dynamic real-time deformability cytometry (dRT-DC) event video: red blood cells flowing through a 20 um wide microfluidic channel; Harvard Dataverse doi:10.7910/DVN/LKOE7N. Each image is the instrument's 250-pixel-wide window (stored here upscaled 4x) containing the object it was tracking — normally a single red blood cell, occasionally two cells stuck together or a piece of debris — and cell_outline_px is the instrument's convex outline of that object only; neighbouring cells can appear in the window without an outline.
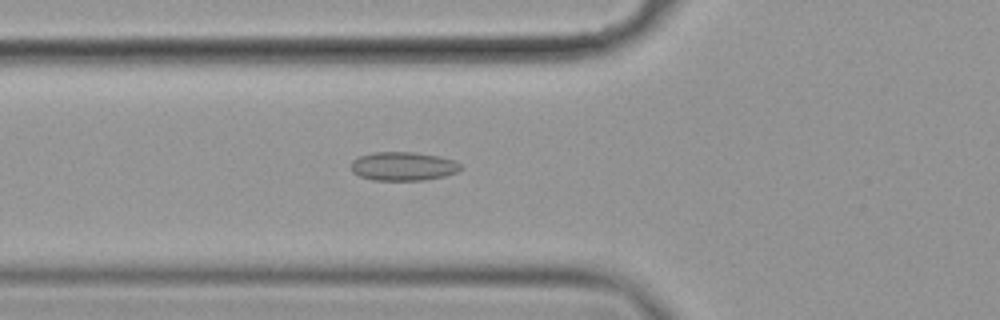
{"species": "common noctule bat (a hibernating species)", "species_latin": "Nyctalus noctula", "temperature_condition": "cold", "stored_images_in_passage": 45, "camera_frame_rate_fps": 3000, "um_per_image_px": 0.085, "animal": {"sex": "female", "body_mass_g": 19.9}, "frame": {"image": 1, "passage_image": 9, "time_ms": 2.667, "image_size_px": [1000, 320], "cell_outline_px": [[464, 168], [456, 172], [444, 176], [424, 180], [372, 180], [360, 176], [352, 172], [352, 160], [360, 156], [372, 152], [416, 152], [440, 156], [456, 160]], "centroid_in_image_um": [34.3, 14.12], "position_along_channel_um": 91.5, "area_um2": 18.5}}
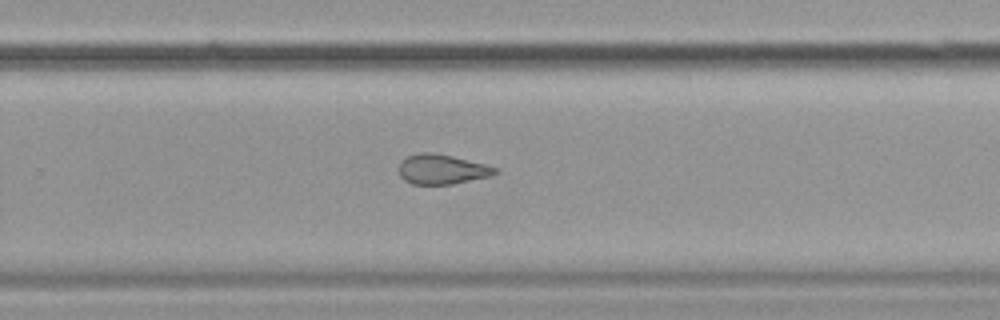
{"frame": {"image": 2, "passage_image": 26, "time_ms": 8.333, "image_size_px": [1000, 320], "cell_outline_px": [[500, 172], [488, 176], [452, 184], [412, 184], [404, 180], [400, 176], [400, 160], [408, 156], [420, 152], [432, 152], [452, 156], [484, 164], [496, 168]], "centroid_in_image_um": [37.53, 14.38], "position_along_channel_um": 292.3, "area_um2": 16.53}}
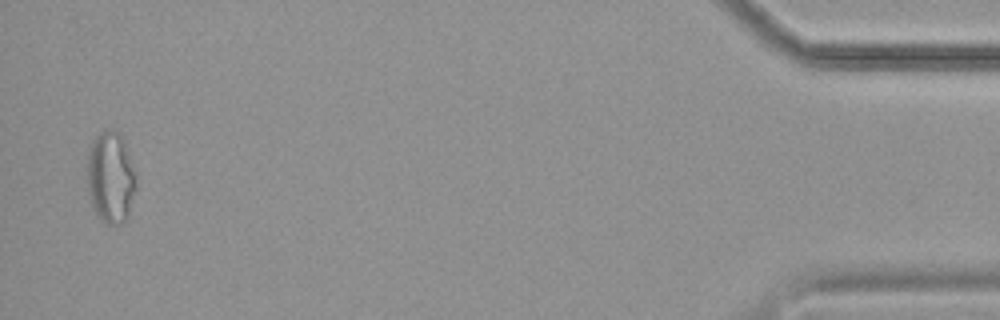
{"frame": {"image": 3, "passage_image": 44, "time_ms": 14.333, "image_size_px": [1000, 320], "cell_outline_px": [[136, 188], [128, 220], [124, 224], [108, 224], [96, 212], [92, 204], [88, 192], [88, 152], [92, 140], [100, 132], [108, 128], [112, 128], [120, 132], [128, 152], [136, 176]], "centroid_in_image_um": [9.43, 15.07], "position_along_channel_um": 425.8, "area_um2": 26.24}, "authors_computed_cell_mechanics": {"area_um2": 18.3226, "velocity_mm_per_s": 3.5477, "shape_relaxation_time_tau1_ms": null, "shape_relaxation_time_tau2_ms": 1.9978, "deformation_change_tau1": null, "deformation_change_tau2": 0.0885}}